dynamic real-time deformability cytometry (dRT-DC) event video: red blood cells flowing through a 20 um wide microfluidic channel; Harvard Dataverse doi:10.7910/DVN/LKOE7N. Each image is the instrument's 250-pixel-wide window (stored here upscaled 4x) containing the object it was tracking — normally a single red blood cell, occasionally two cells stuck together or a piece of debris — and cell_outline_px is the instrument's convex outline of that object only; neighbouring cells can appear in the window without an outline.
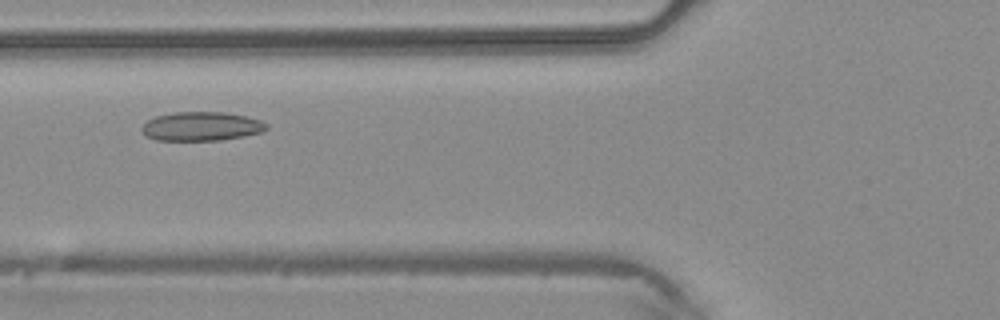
{"species": "common noctule bat (a hibernating species)", "species_latin": "Nyctalus noctula", "temperature_condition": "warm", "stored_images_in_passage": 2, "camera_frame_rate_fps": 3000, "um_per_image_px": 0.085, "animal": {"sex": "male", "body_mass_g": 20.4}, "frame": {"image": 1, "passage_image": 2, "time_ms": 0.333, "image_size_px": [1000, 320], "cell_outline_px": [[268, 128], [260, 132], [244, 136], [220, 140], [156, 140], [144, 136], [140, 128], [148, 120], [156, 116], [172, 112], [224, 112], [248, 116], [260, 120], [268, 124]], "centroid_in_image_um": [17.1, 10.73], "position_along_channel_um": 108.7, "area_um2": 21.15}}